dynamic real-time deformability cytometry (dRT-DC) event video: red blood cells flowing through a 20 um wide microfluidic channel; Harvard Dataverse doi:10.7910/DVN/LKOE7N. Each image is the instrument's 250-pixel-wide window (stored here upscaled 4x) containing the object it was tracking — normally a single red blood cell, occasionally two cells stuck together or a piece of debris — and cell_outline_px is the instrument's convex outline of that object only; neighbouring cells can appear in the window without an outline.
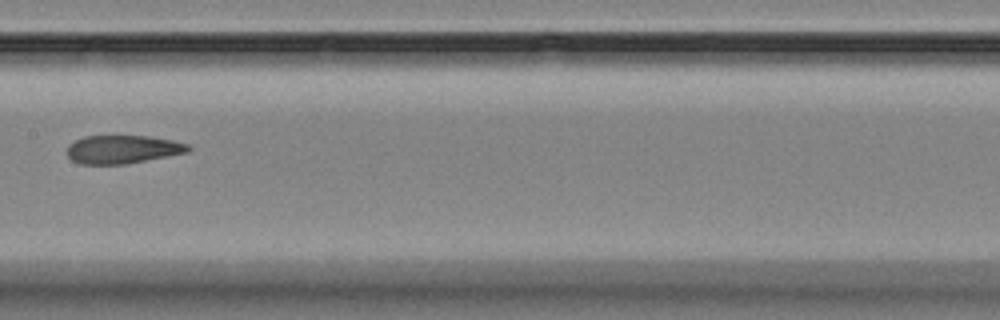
{"species": "Egyptian fruit bat (a non-hibernating species)", "species_latin": "Rousettus aegyptiacus", "temperature_condition": "room temperature", "stored_images_in_passage": 14, "camera_frame_rate_fps": 3000, "um_per_image_px": 0.085, "animal": {"sex": "female"}, "frame": {"image": 1, "passage_image": 6, "time_ms": 6.0, "image_size_px": [1000, 320], "cell_outline_px": [[192, 148], [188, 152], [128, 164], [80, 164], [72, 160], [68, 156], [68, 144], [84, 136], [148, 136], [172, 140], [188, 144]], "centroid_in_image_um": [10.44, 12.7], "position_along_channel_um": 197.0, "area_um2": 20.0}}
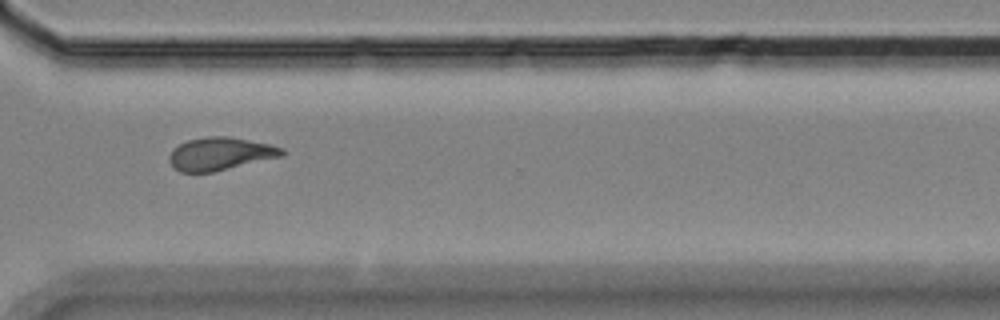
{"frame": {"image": 2, "passage_image": 10, "time_ms": 10.333, "image_size_px": [1000, 320], "cell_outline_px": [[284, 156], [212, 172], [180, 172], [168, 160], [168, 156], [172, 148], [188, 140], [208, 136], [228, 136], [268, 144], [284, 148]], "centroid_in_image_um": [18.71, 13.07], "position_along_channel_um": 351.9, "area_um2": 21.5}}
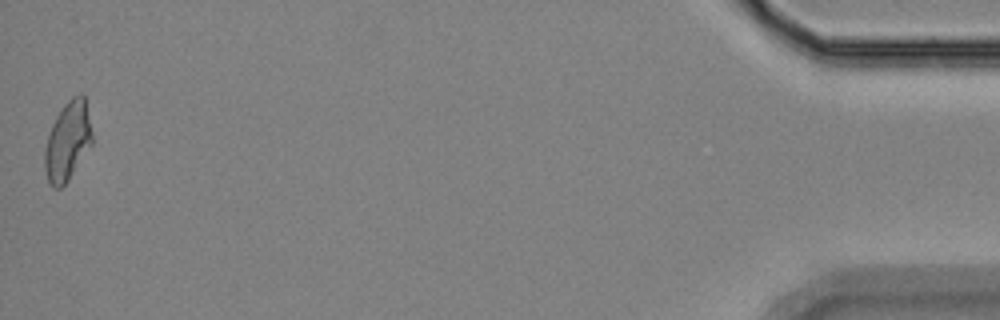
{"frame": {"image": 3, "passage_image": 14, "time_ms": 15.0, "image_size_px": [1000, 320], "cell_outline_px": [[92, 144], [68, 180], [60, 188], [52, 188], [48, 184], [44, 168], [44, 148], [52, 124], [56, 116], [64, 104], [72, 96], [80, 92], [84, 92], [92, 132]], "centroid_in_image_um": [5.74, 11.99], "position_along_channel_um": 429.5, "area_um2": 22.02}, "authors_computed_cell_mechanics": {"area_um2": 21.7039, "velocity_mm_per_s": 3.572, "shape_relaxation_time_tau1_ms": null, "shape_relaxation_time_tau2_ms": 2.4353, "deformation_change_tau1": null, "deformation_change_tau2": 0.0722}}